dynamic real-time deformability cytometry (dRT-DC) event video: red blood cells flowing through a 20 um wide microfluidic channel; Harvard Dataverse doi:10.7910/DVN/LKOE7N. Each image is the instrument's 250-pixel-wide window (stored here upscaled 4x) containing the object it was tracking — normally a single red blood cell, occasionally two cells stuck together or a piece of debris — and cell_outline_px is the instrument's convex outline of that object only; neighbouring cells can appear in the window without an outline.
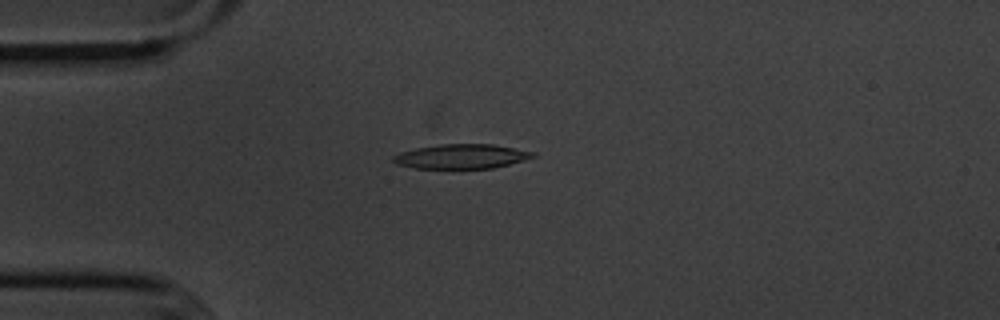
{"species": "common noctule bat (a hibernating species)", "species_latin": "Nyctalus noctula", "temperature_condition": "cold", "stored_images_in_passage": 30, "camera_frame_rate_fps": 3000, "um_per_image_px": 0.085, "animal": {"sex": "male", "body_mass_g": 20.1, "forearm_length_mm": 53.5}, "frame": {"image": 1, "passage_image": 1, "time_ms": 0.0, "image_size_px": [1000, 320], "cell_outline_px": [[536, 156], [524, 160], [492, 168], [416, 168], [396, 164], [392, 160], [392, 156], [400, 152], [416, 148], [440, 144], [492, 144], [536, 152]], "centroid_in_image_um": [39.21, 13.29], "position_along_channel_um": 45.8, "area_um2": 19.83}}
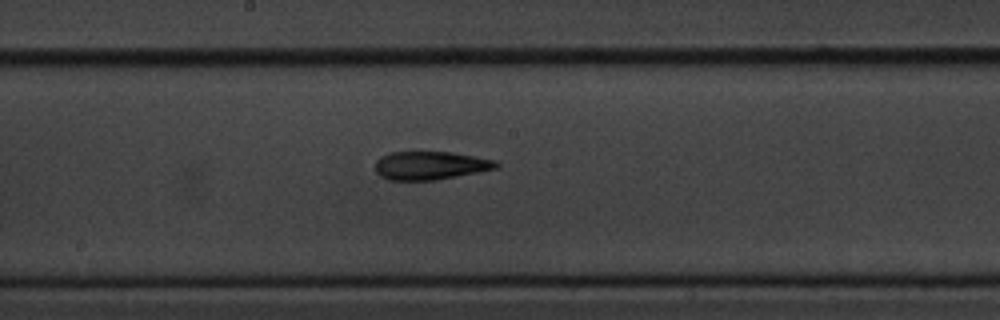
{"frame": {"image": 2, "passage_image": 16, "time_ms": 5.0, "image_size_px": [1000, 320], "cell_outline_px": [[500, 164], [496, 168], [436, 180], [388, 180], [380, 176], [376, 172], [376, 160], [380, 156], [388, 152], [452, 152], [496, 160]], "centroid_in_image_um": [36.54, 14.06], "position_along_channel_um": 211.7, "area_um2": 19.94}}
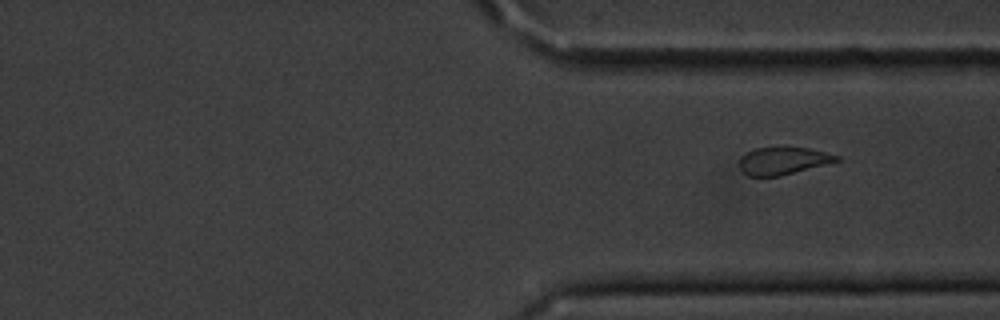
{"frame": {"image": 3, "passage_image": 30, "time_ms": 9.667, "image_size_px": [1000, 320], "cell_outline_px": [[840, 160], [780, 176], [748, 176], [740, 172], [740, 156], [756, 148], [808, 148], [840, 156]], "centroid_in_image_um": [66.51, 13.68], "position_along_channel_um": 344.9, "area_um2": 15.26}}